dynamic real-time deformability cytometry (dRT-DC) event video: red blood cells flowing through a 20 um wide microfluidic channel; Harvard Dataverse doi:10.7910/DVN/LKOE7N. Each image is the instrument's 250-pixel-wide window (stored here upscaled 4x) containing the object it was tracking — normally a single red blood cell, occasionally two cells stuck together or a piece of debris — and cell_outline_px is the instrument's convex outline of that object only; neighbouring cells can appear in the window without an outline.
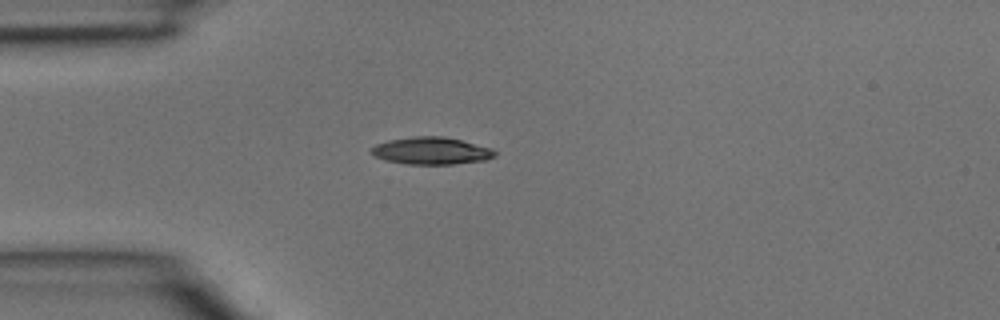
{"species": "common noctule bat (a hibernating species)", "species_latin": "Nyctalus noctula", "temperature_condition": "room temperature", "stored_images_in_passage": 3, "camera_frame_rate_fps": 3000, "um_per_image_px": 0.085, "animal": {"sex": "male", "body_mass_g": 15.6}, "frame": {"image": 1, "passage_image": 3, "time_ms": 0.667, "image_size_px": [1000, 320], "cell_outline_px": [[496, 156], [484, 160], [452, 164], [408, 164], [384, 160], [376, 156], [372, 152], [372, 148], [376, 144], [388, 140], [412, 136], [444, 136], [492, 148], [496, 152]], "centroid_in_image_um": [36.67, 12.81], "position_along_channel_um": 48.3, "area_um2": 19.48}}